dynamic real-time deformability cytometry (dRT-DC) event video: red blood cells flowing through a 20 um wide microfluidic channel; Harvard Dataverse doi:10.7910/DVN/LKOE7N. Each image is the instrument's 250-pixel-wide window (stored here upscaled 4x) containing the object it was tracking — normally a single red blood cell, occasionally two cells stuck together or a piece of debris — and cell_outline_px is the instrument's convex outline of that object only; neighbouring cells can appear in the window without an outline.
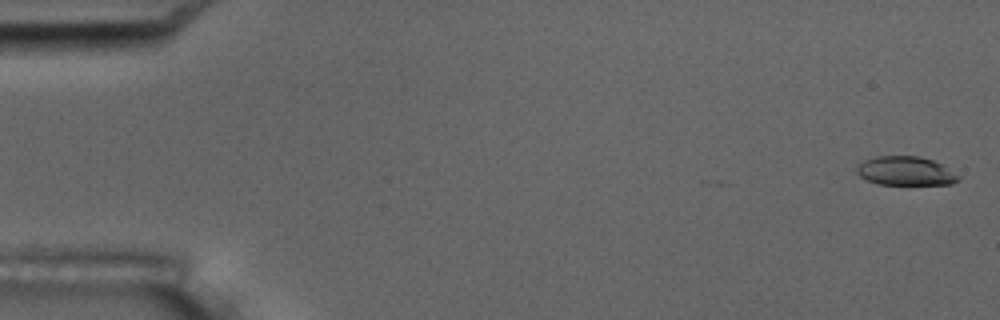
{"species": "common noctule bat (a hibernating species)", "species_latin": "Nyctalus noctula", "temperature_condition": "room temperature", "stored_images_in_passage": 4, "camera_frame_rate_fps": 3000, "um_per_image_px": 0.085, "animal": {"sex": "male", "body_mass_g": 17.5, "forearm_length_mm": 52.3}, "frame": {"image": 1, "passage_image": 1, "time_ms": 0.0, "image_size_px": [1000, 320], "cell_outline_px": [[960, 180], [952, 184], [876, 184], [860, 176], [856, 172], [856, 168], [864, 160], [876, 156], [920, 156], [944, 164], [960, 176]], "centroid_in_image_um": [77.01, 14.53], "position_along_channel_um": 8.0, "area_um2": 17.22}}